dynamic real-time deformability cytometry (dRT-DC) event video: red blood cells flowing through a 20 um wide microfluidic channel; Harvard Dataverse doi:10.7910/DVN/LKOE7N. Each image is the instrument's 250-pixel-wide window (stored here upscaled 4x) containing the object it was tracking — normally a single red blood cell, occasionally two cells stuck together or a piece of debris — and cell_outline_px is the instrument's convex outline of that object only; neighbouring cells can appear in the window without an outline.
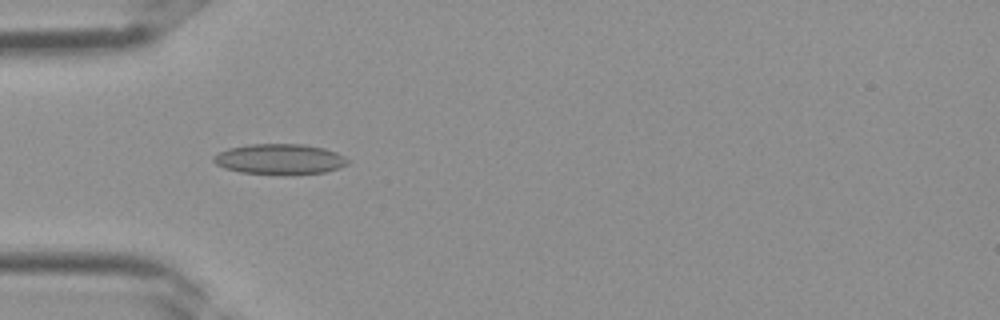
{"species": "Egyptian fruit bat (a non-hibernating species)", "species_latin": "Rousettus aegyptiacus", "temperature_condition": "room temperature", "stored_images_in_passage": 36, "camera_frame_rate_fps": 3000, "um_per_image_px": 0.085, "frame": {"image": 1, "passage_image": 11, "time_ms": 3.333, "image_size_px": [1000, 320], "cell_outline_px": [[352, 160], [348, 164], [340, 168], [324, 172], [292, 176], [284, 176], [240, 172], [224, 168], [216, 164], [212, 160], [212, 156], [228, 148], [248, 144], [304, 144], [324, 148], [336, 152]], "centroid_in_image_um": [23.8, 13.55], "position_along_channel_um": 61.2, "area_um2": 24.51}}
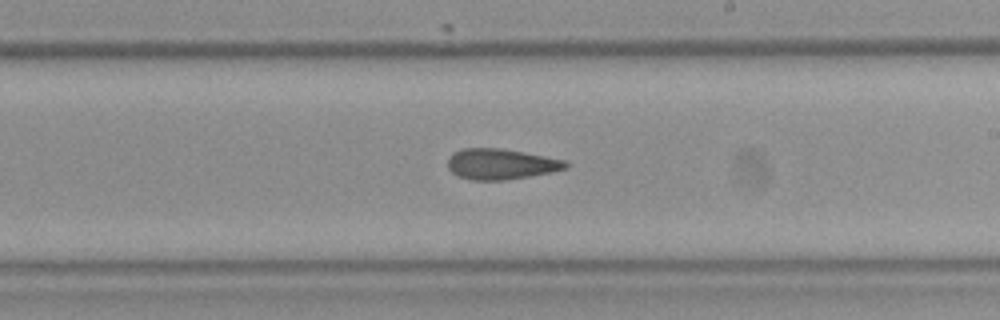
{"frame": {"image": 2, "passage_image": 21, "time_ms": 6.667, "image_size_px": [1000, 320], "cell_outline_px": [[572, 164], [568, 168], [552, 172], [504, 180], [472, 180], [460, 176], [452, 172], [448, 168], [448, 156], [452, 152], [464, 148], [500, 148], [524, 152], [568, 160]], "centroid_in_image_um": [42.62, 13.93], "position_along_channel_um": 246.4, "area_um2": 21.27}}
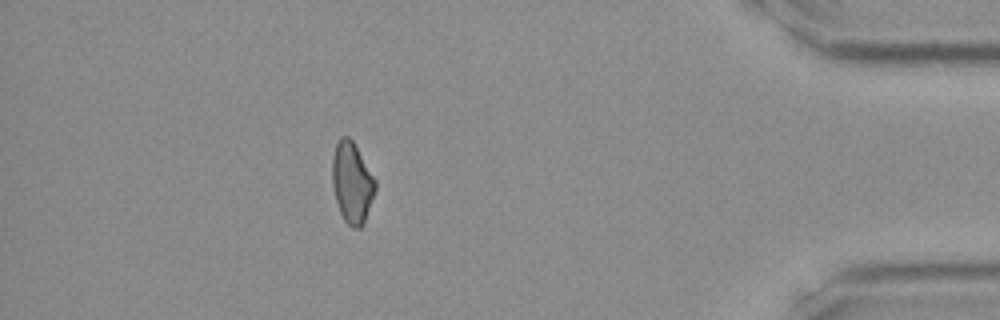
{"frame": {"image": 3, "passage_image": 32, "time_ms": 10.333, "image_size_px": [1000, 320], "cell_outline_px": [[376, 188], [364, 224], [360, 228], [352, 228], [344, 220], [340, 212], [336, 200], [332, 184], [332, 156], [336, 144], [340, 136], [348, 136], [352, 140], [376, 180]], "centroid_in_image_um": [29.91, 15.53], "position_along_channel_um": 405.3, "area_um2": 20.29}}